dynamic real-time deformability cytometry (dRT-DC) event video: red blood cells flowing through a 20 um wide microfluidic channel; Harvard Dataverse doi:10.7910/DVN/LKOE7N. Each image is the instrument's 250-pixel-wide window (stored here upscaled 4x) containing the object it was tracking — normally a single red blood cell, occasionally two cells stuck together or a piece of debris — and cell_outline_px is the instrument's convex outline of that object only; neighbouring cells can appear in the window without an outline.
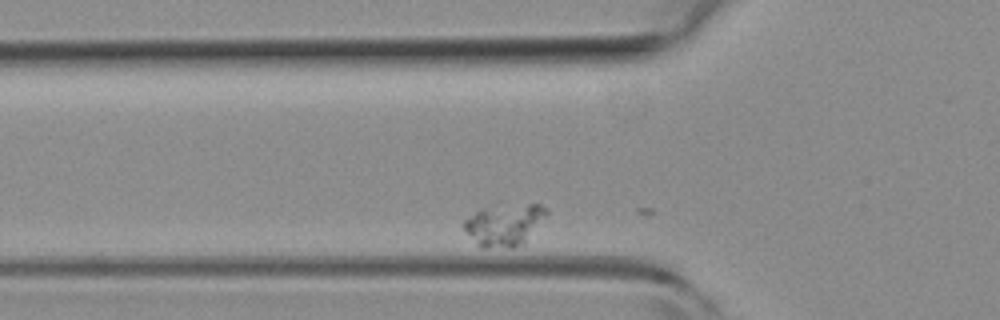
{"species": "common noctule bat (a hibernating species)", "species_latin": "Nyctalus noctula", "temperature_condition": "room temperature", "stored_images_in_passage": 5, "camera_frame_rate_fps": 3000, "um_per_image_px": 0.085, "animal": {"sex": "female", "body_mass_g": 19.3, "forearm_length_mm": 54.1}, "frame": {"image": 1, "passage_image": 4, "time_ms": 1.0, "image_size_px": [1000, 320], "cell_outline_px": [[548, 212], [524, 244], [512, 248], [480, 248], [476, 244], [464, 228], [464, 220], [476, 212], [528, 204], [540, 204], [548, 208]], "centroid_in_image_um": [42.9, 19.18], "position_along_channel_um": 82.9, "area_um2": 19.31}}